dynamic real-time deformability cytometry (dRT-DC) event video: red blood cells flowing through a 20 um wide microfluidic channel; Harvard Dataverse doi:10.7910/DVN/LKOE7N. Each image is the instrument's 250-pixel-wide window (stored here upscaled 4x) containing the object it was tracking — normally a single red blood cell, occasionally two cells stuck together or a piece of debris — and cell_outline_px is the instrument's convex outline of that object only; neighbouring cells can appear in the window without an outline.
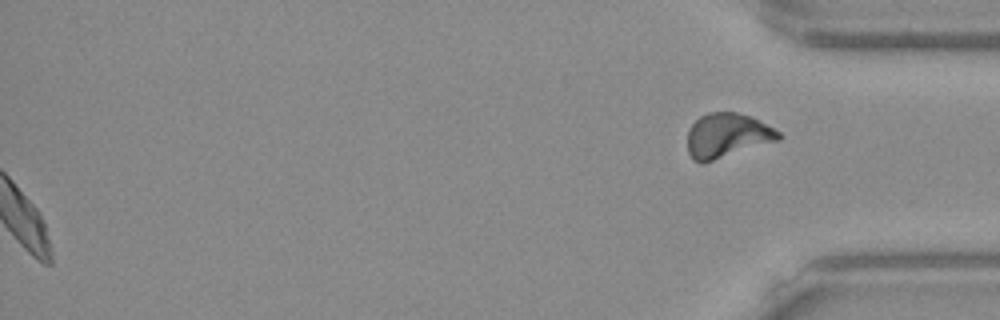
{"species": "Egyptian fruit bat (a non-hibernating species)", "species_latin": "Rousettus aegyptiacus", "temperature_condition": "warm", "stored_images_in_passage": 51, "segment_of_instrument_passage": [2, 2], "camera_frame_rate_fps": 3000, "um_per_image_px": 0.085, "frame": {"image": 1, "passage_image": 51, "time_ms": 16.667, "image_size_px": [1000, 320], "cell_outline_px": [[780, 140], [704, 164], [700, 164], [692, 160], [688, 152], [688, 128], [700, 116], [708, 112], [736, 112], [748, 116], [780, 132]], "centroid_in_image_um": [61.76, 11.56], "position_along_channel_um": 373.4, "area_um2": 23.7}}